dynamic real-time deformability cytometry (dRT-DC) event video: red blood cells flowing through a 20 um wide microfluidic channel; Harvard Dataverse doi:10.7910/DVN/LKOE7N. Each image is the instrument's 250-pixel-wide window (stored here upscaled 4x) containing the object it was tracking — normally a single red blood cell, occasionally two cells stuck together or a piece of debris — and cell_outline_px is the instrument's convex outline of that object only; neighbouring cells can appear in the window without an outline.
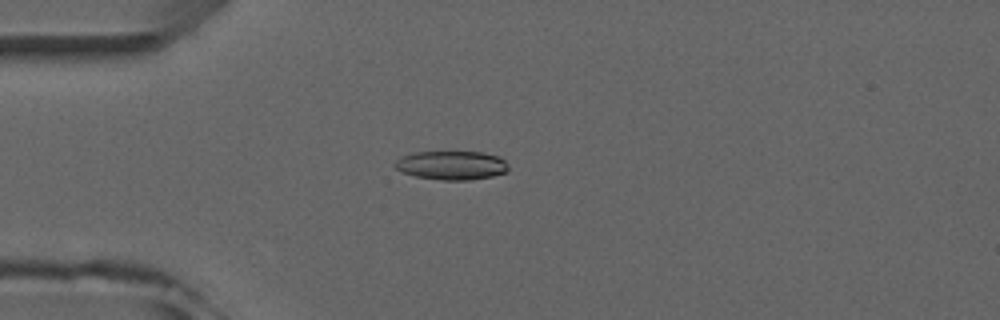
{"species": "common noctule bat (a hibernating species)", "species_latin": "Nyctalus noctula", "temperature_condition": "room temperature", "stored_images_in_passage": 1, "camera_frame_rate_fps": 3000, "um_per_image_px": 0.085, "animal": {"sex": "male", "forearm_length_mm": 52.5}, "frame": {"image": 1, "passage_image": 1, "time_ms": 0.0, "image_size_px": [1000, 320], "cell_outline_px": [[508, 172], [492, 176], [468, 180], [444, 180], [416, 176], [400, 172], [392, 164], [400, 156], [416, 152], [484, 152], [500, 156], [504, 160], [508, 168]], "centroid_in_image_um": [38.37, 14.04], "position_along_channel_um": 46.6, "area_um2": 19.19}}